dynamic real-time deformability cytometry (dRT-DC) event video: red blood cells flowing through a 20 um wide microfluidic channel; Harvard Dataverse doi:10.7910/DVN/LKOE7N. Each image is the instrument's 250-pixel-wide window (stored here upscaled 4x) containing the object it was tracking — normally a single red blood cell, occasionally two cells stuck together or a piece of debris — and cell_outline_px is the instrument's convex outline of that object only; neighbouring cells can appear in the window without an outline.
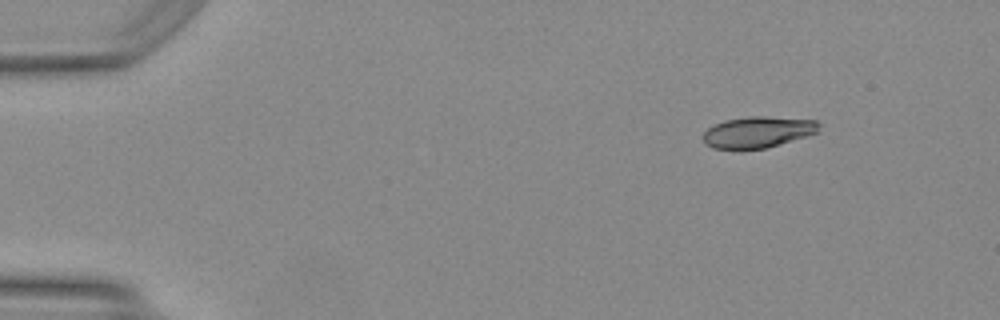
{"species": "Egyptian fruit bat (a non-hibernating species)", "species_latin": "Rousettus aegyptiacus", "temperature_condition": "warm", "stored_images_in_passage": 45, "camera_frame_rate_fps": 3000, "um_per_image_px": 0.085, "animal": {"sex": "female"}, "frame": {"image": 1, "passage_image": 1, "time_ms": 0.0, "image_size_px": [1000, 320], "cell_outline_px": [[820, 132], [808, 136], [764, 148], [712, 148], [704, 144], [704, 132], [708, 128], [724, 120], [748, 116], [764, 116], [816, 120], [820, 124]], "centroid_in_image_um": [64.46, 11.21], "position_along_channel_um": 20.5, "area_um2": 20.98}}
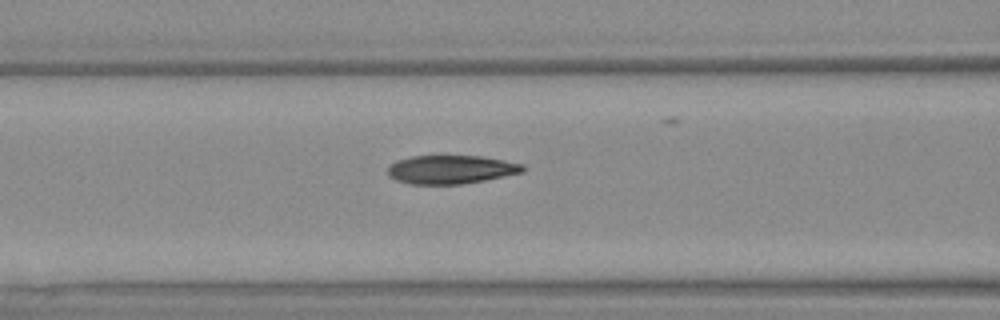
{"frame": {"image": 2, "passage_image": 16, "time_ms": 5.0, "image_size_px": [1000, 320], "cell_outline_px": [[524, 172], [464, 184], [408, 184], [396, 180], [388, 176], [388, 168], [396, 160], [412, 156], [480, 156], [524, 164]], "centroid_in_image_um": [38.31, 14.41], "position_along_channel_um": 128.3, "area_um2": 22.43}}
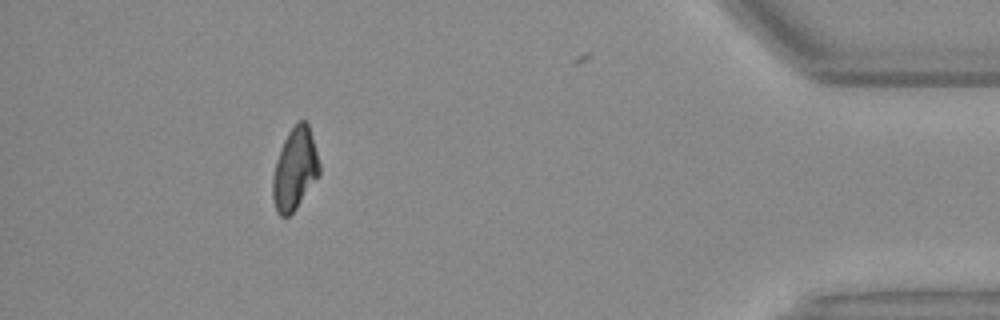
{"frame": {"image": 3, "passage_image": 40, "time_ms": 13.0, "image_size_px": [1000, 320], "cell_outline_px": [[320, 176], [296, 208], [288, 216], [280, 216], [276, 212], [272, 196], [272, 176], [276, 160], [280, 148], [288, 132], [300, 120], [304, 120], [308, 124], [320, 164]], "centroid_in_image_um": [25.05, 14.4], "position_along_channel_um": 410.1, "area_um2": 22.31}, "authors_computed_cell_mechanics": {"area_um2": 22.7154, "velocity_mm_per_s": 4.1814, "shape_relaxation_time_tau1_ms": 10.4527, "shape_relaxation_time_tau2_ms": 2.2764, "deformation_change_tau1": 0.2935, "deformation_change_tau2": 0.0784}}